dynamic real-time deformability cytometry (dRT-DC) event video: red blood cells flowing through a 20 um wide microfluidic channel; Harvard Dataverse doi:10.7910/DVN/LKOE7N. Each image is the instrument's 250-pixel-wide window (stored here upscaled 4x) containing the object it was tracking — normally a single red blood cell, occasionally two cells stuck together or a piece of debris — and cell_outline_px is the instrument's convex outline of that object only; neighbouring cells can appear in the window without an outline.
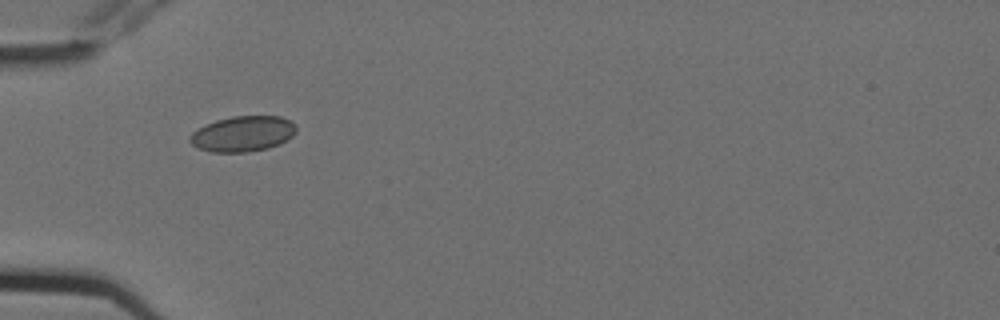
{"species": "Egyptian fruit bat (a non-hibernating species)", "species_latin": "Rousettus aegyptiacus", "temperature_condition": "cold", "stored_images_in_passage": 15, "camera_frame_rate_fps": 3000, "um_per_image_px": 0.085, "animal": {"sex": "female"}, "frame": {"image": 1, "passage_image": 5, "time_ms": 1.333, "image_size_px": [1000, 320], "cell_outline_px": [[296, 132], [292, 136], [280, 144], [268, 148], [244, 152], [208, 152], [196, 148], [188, 140], [188, 136], [192, 132], [204, 124], [216, 120], [232, 116], [280, 116], [292, 120], [296, 124]], "centroid_in_image_um": [20.62, 11.37], "position_along_channel_um": 64.4, "area_um2": 22.37}}
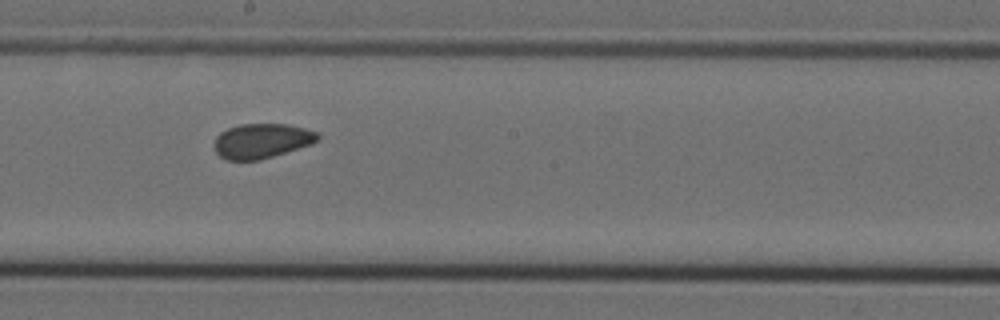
{"frame": {"image": 2, "passage_image": 9, "time_ms": 2.667, "image_size_px": [1000, 320], "cell_outline_px": [[320, 140], [312, 144], [260, 160], [224, 160], [216, 152], [212, 144], [216, 136], [220, 132], [228, 128], [240, 124], [288, 124], [320, 132]], "centroid_in_image_um": [22.25, 11.97], "position_along_channel_um": 226.0, "area_um2": 21.27}}
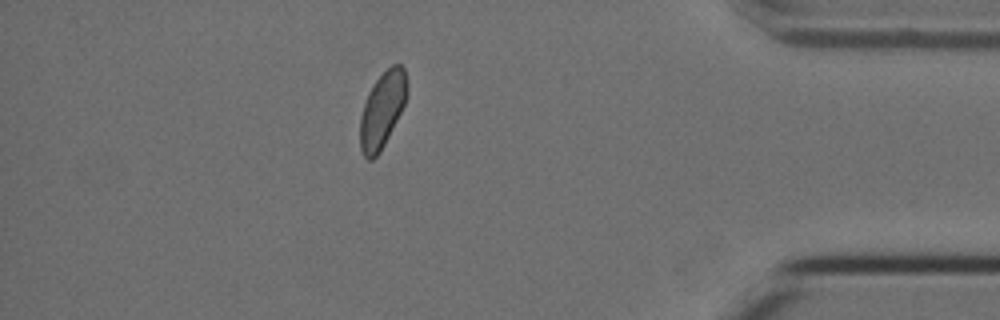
{"frame": {"image": 3, "passage_image": 14, "time_ms": 4.333, "image_size_px": [1000, 320], "cell_outline_px": [[408, 92], [404, 104], [380, 152], [372, 160], [368, 160], [364, 156], [360, 148], [360, 116], [368, 92], [372, 84], [392, 64], [400, 64], [404, 68], [408, 84]], "centroid_in_image_um": [32.49, 9.32], "position_along_channel_um": 402.7, "area_um2": 20.58}}